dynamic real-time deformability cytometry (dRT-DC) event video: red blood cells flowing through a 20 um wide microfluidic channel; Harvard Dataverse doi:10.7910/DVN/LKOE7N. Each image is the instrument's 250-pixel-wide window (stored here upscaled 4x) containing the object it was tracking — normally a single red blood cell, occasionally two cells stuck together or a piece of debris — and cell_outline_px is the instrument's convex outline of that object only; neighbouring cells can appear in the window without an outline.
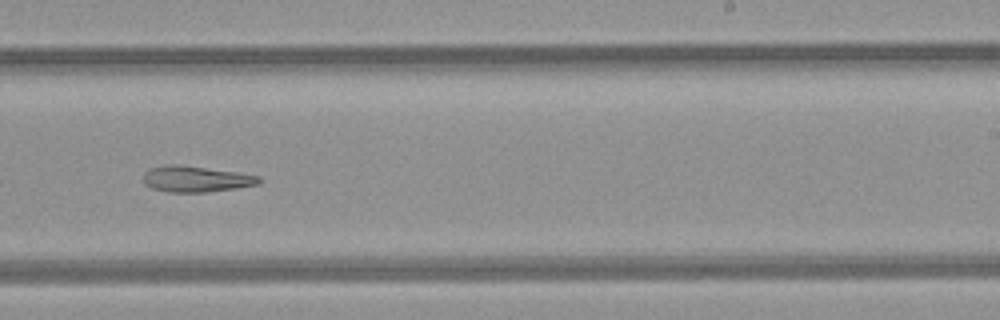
{"species": "common noctule bat (a hibernating species)", "species_latin": "Nyctalus noctula", "temperature_condition": "room temperature", "stored_images_in_passage": 35, "camera_frame_rate_fps": 3000, "um_per_image_px": 0.085, "animal": {"sex": "female", "body_mass_g": 21.9}, "frame": {"image": 1, "passage_image": 16, "time_ms": 5.0, "image_size_px": [1000, 320], "cell_outline_px": [[260, 184], [236, 188], [208, 192], [168, 192], [152, 188], [144, 184], [144, 172], [148, 168], [168, 164], [180, 164], [240, 172], [260, 176]], "centroid_in_image_um": [16.65, 15.2], "position_along_channel_um": 272.3, "area_um2": 17.8}}